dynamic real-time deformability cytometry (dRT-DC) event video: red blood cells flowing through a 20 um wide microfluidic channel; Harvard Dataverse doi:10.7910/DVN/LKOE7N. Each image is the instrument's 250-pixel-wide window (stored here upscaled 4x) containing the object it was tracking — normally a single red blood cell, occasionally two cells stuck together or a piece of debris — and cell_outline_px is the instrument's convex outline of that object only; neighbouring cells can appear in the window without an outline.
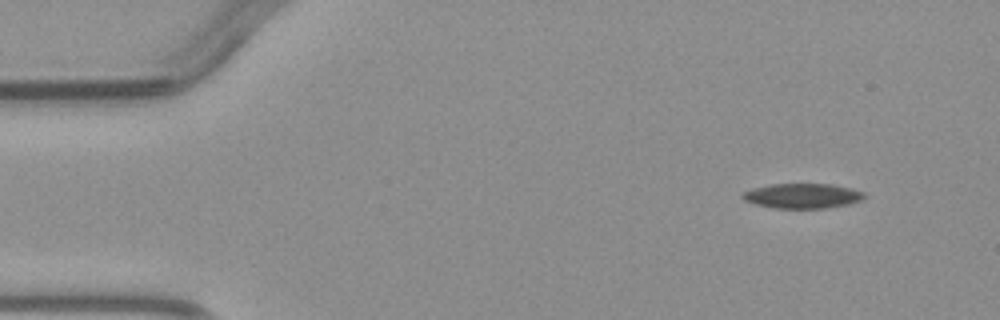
{"species": "common noctule bat (a hibernating species)", "species_latin": "Nyctalus noctula", "temperature_condition": "warm", "stored_images_in_passage": 5, "camera_frame_rate_fps": 3000, "um_per_image_px": 0.085, "animal": {"sex": "male", "body_mass_g": 23.1, "forearm_length_mm": 52.7}, "frame": {"image": 1, "passage_image": 1, "time_ms": 0.0, "image_size_px": [1000, 320], "cell_outline_px": [[868, 196], [860, 200], [848, 204], [824, 208], [772, 208], [756, 204], [744, 200], [740, 196], [744, 192], [752, 188], [772, 184], [832, 184], [852, 188], [864, 192]], "centroid_in_image_um": [68.22, 16.64], "position_along_channel_um": 16.8, "area_um2": 17.69}}
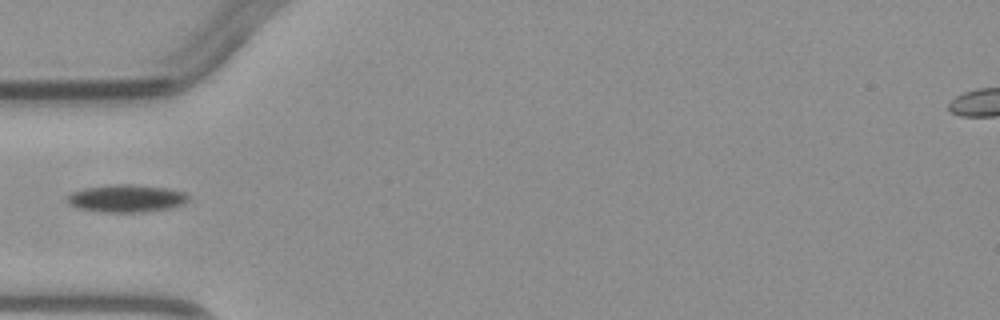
{"frame": {"image": 2, "passage_image": 4, "time_ms": 3.667, "image_size_px": [1000, 320], "cell_outline_px": [[188, 200], [184, 204], [168, 208], [144, 212], [100, 212], [76, 208], [68, 204], [68, 196], [72, 192], [84, 188], [116, 184], [128, 184], [168, 188], [184, 192], [188, 196]], "centroid_in_image_um": [10.73, 16.87], "position_along_channel_um": 74.3, "area_um2": 19.42}}
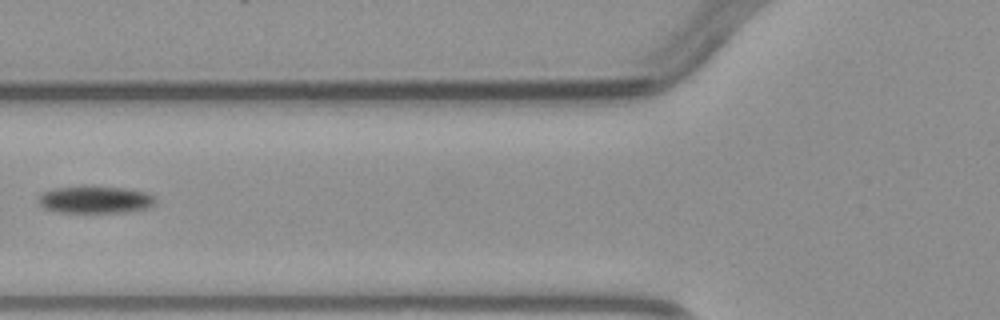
{"frame": {"image": 3, "passage_image": 5, "time_ms": 4.667, "image_size_px": [1000, 320], "cell_outline_px": [[156, 200], [148, 208], [132, 212], [60, 212], [44, 208], [40, 204], [40, 196], [44, 192], [52, 188], [124, 188], [144, 192], [152, 196]], "centroid_in_image_um": [8.12, 17.0], "position_along_channel_um": 117.7, "area_um2": 17.8}}